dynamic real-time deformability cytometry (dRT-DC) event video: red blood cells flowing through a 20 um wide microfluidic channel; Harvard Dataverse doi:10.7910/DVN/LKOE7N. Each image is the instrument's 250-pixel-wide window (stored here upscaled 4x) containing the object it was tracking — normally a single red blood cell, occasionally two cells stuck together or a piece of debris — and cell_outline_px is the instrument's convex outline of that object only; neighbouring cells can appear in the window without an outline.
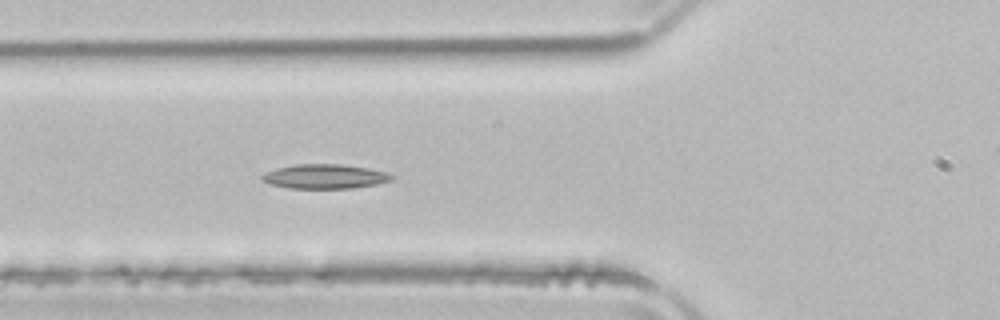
{"species": "common noctule bat (a hibernating species)", "species_latin": "Nyctalus noctula", "temperature_condition": "room temperature", "stored_images_in_passage": 41, "camera_frame_rate_fps": 3000, "um_per_image_px": 0.085, "animal": {"sex": "male", "body_mass_g": 21.5, "forearm_length_mm": 52.0}, "frame": {"image": 1, "passage_image": 7, "time_ms": 2.0, "image_size_px": [1000, 320], "cell_outline_px": [[392, 180], [376, 184], [352, 188], [288, 188], [268, 184], [260, 180], [260, 176], [264, 172], [276, 168], [296, 164], [340, 164], [368, 168], [388, 172], [392, 176]], "centroid_in_image_um": [27.54, 15.0], "position_along_channel_um": 98.3, "area_um2": 18.55}}
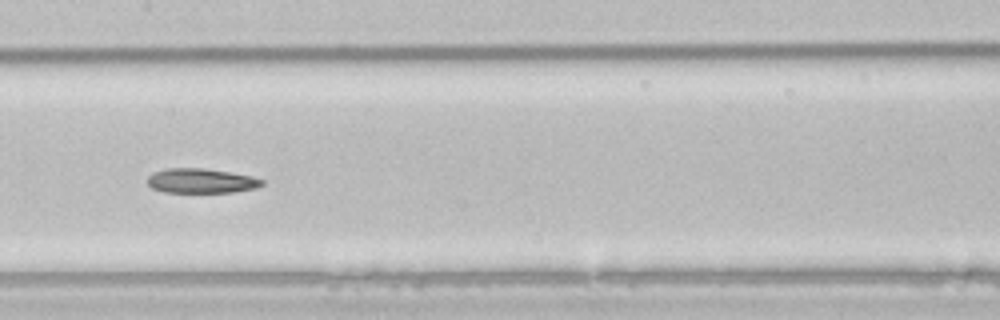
{"frame": {"image": 2, "passage_image": 14, "time_ms": 4.333, "image_size_px": [1000, 320], "cell_outline_px": [[264, 184], [256, 188], [232, 192], [164, 192], [152, 188], [148, 184], [148, 176], [152, 172], [164, 168], [204, 168], [252, 176], [264, 180]], "centroid_in_image_um": [17.08, 15.36], "position_along_channel_um": 190.3, "area_um2": 16.47}}
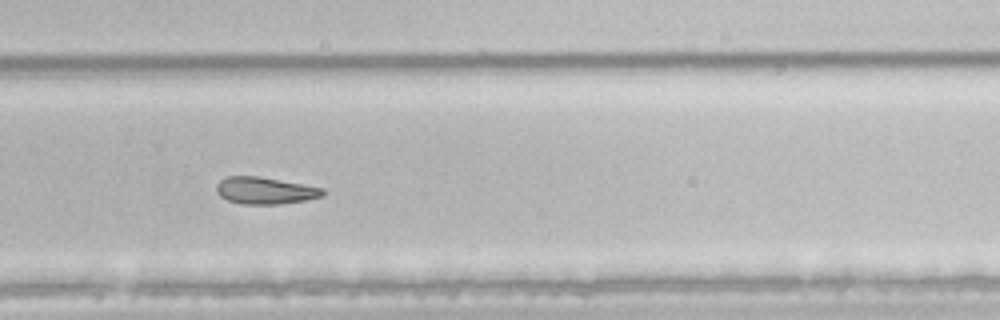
{"frame": {"image": 3, "passage_image": 23, "time_ms": 7.333, "image_size_px": [1000, 320], "cell_outline_px": [[324, 192], [320, 196], [304, 200], [280, 204], [244, 204], [228, 200], [220, 196], [216, 192], [216, 184], [220, 180], [228, 176], [260, 176], [304, 184], [324, 188]], "centroid_in_image_um": [22.5, 16.19], "position_along_channel_um": 307.3, "area_um2": 16.65}}